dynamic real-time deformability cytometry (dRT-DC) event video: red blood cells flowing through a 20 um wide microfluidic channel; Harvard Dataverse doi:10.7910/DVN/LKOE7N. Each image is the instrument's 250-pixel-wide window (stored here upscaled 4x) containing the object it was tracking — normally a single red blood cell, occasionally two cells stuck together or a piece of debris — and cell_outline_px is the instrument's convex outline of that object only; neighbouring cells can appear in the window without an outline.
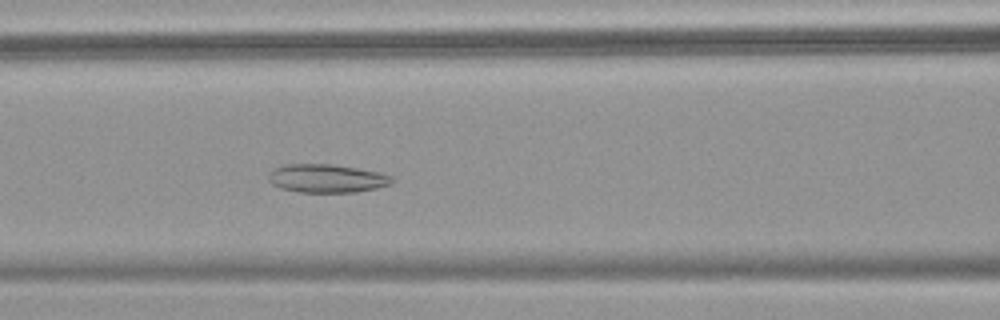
{"species": "common noctule bat (a hibernating species)", "species_latin": "Nyctalus noctula", "temperature_condition": "warm", "stored_images_in_passage": 48, "camera_frame_rate_fps": 3000, "um_per_image_px": 0.085, "animal": {"sex": "female", "body_mass_g": 18.4}, "frame": {"image": 1, "passage_image": 20, "time_ms": 6.333, "image_size_px": [1000, 320], "cell_outline_px": [[392, 180], [388, 184], [376, 188], [356, 192], [300, 192], [280, 188], [272, 184], [268, 180], [268, 176], [276, 168], [284, 164], [332, 164], [380, 172], [392, 176]], "centroid_in_image_um": [27.75, 15.16], "position_along_channel_um": 138.8, "area_um2": 20.23}}
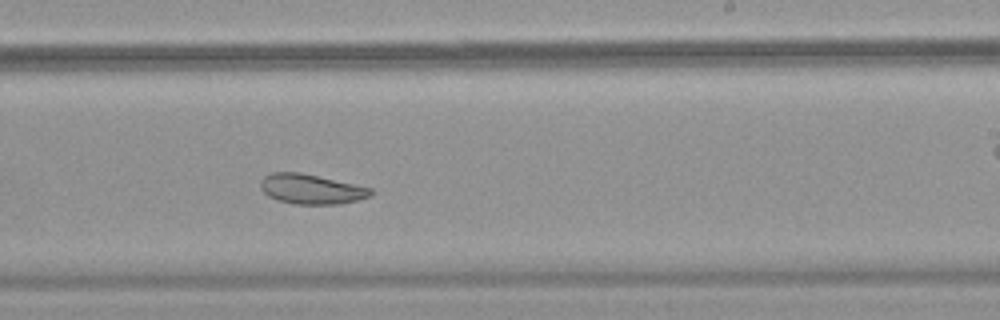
{"frame": {"image": 2, "passage_image": 29, "time_ms": 9.333, "image_size_px": [1000, 320], "cell_outline_px": [[376, 192], [372, 196], [340, 204], [292, 204], [276, 200], [268, 196], [260, 188], [260, 180], [264, 176], [272, 172], [300, 172], [372, 188]], "centroid_in_image_um": [26.45, 16.08], "position_along_channel_um": 262.6, "area_um2": 19.36}}
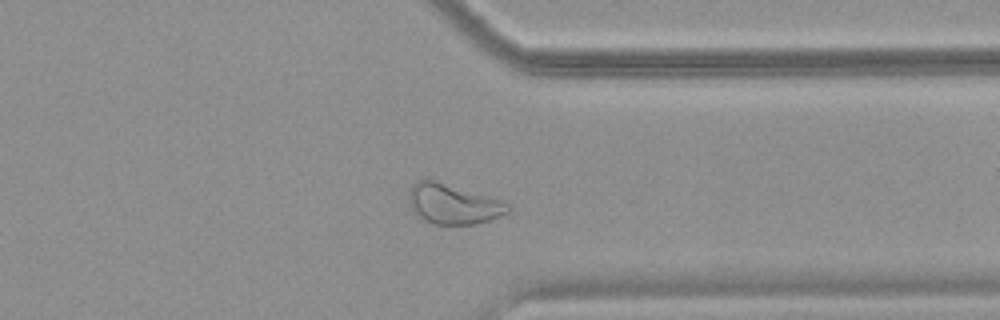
{"frame": {"image": 3, "passage_image": 37, "time_ms": 12.0, "image_size_px": [1000, 320], "cell_outline_px": [[512, 208], [508, 212], [488, 220], [472, 224], [432, 224], [424, 220], [412, 208], [408, 200], [408, 192], [412, 184], [416, 180], [432, 180], [500, 200], [508, 204]], "centroid_in_image_um": [38.47, 17.35], "position_along_channel_um": 372.9, "area_um2": 22.48}}